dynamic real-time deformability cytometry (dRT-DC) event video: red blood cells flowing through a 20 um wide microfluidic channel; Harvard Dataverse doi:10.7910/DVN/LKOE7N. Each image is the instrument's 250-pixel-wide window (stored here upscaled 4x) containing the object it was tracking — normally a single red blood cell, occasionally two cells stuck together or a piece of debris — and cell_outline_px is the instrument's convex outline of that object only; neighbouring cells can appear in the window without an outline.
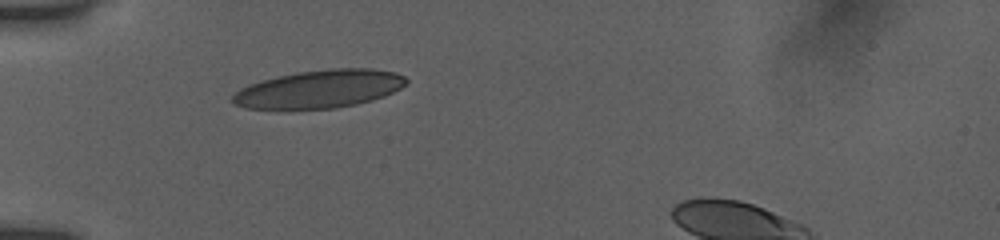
{"species": "human", "species_latin": "Homo sapiens", "temperature_condition": "room temperature", "stored_images_in_passage": 9, "camera_frame_rate_fps": 3000, "um_per_image_px": 0.085, "donor": {"sex": "female"}, "frame": {"image": 1, "passage_image": 1, "time_ms": 0.0, "image_size_px": [1000, 240], "cell_outline_px": [[408, 84], [384, 96], [372, 100], [356, 104], [336, 108], [244, 108], [232, 104], [232, 96], [240, 88], [248, 84], [260, 80], [276, 76], [296, 72], [328, 68], [372, 68], [396, 72], [404, 76], [408, 80]], "centroid_in_image_um": [27.16, 7.54], "position_along_channel_um": 57.8, "area_um2": 38.61}}
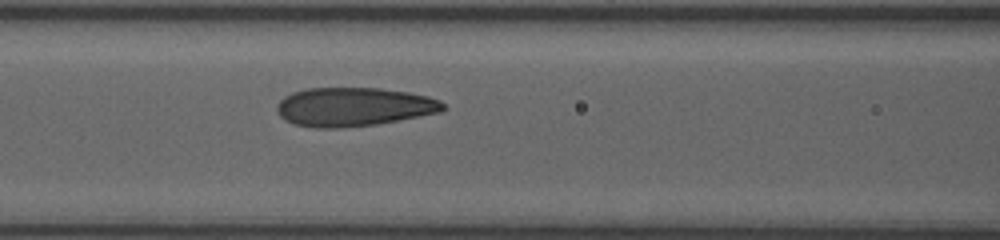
{"frame": {"image": 2, "passage_image": 6, "time_ms": 2.333, "image_size_px": [1000, 240], "cell_outline_px": [[448, 108], [440, 112], [376, 124], [340, 128], [316, 128], [296, 124], [284, 120], [280, 116], [276, 108], [280, 100], [284, 96], [292, 92], [308, 88], [380, 88], [408, 92], [428, 96], [440, 100]], "centroid_in_image_um": [30.06, 9.08], "position_along_channel_um": 136.5, "area_um2": 37.57}}
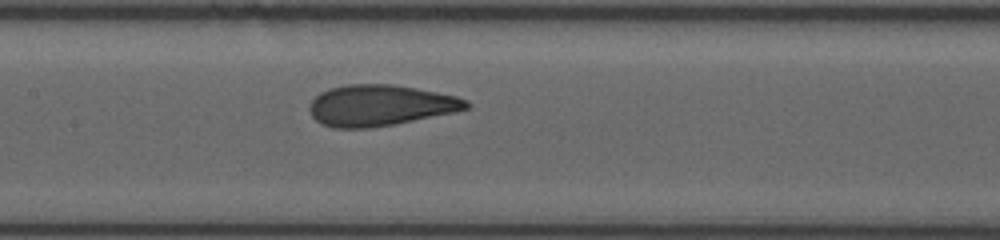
{"frame": {"image": 3, "passage_image": 9, "time_ms": 3.333, "image_size_px": [1000, 240], "cell_outline_px": [[472, 104], [468, 108], [452, 112], [392, 124], [368, 128], [332, 128], [320, 124], [312, 116], [308, 108], [312, 100], [320, 92], [328, 88], [348, 84], [392, 84], [416, 88], [456, 96], [468, 100]], "centroid_in_image_um": [32.26, 8.95], "position_along_channel_um": 175.1, "area_um2": 37.34}}